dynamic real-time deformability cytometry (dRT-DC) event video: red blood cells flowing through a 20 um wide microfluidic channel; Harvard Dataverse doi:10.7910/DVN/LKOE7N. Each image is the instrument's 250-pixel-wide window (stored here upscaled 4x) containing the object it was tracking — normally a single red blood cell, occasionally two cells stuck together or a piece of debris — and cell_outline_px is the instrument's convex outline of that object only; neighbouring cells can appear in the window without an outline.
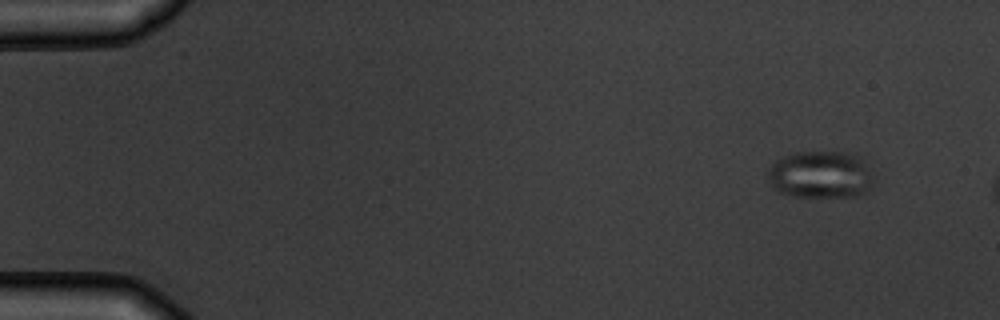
{"species": "common noctule bat (a hibernating species)", "species_latin": "Nyctalus noctula", "temperature_condition": "warm", "stored_images_in_passage": 3, "camera_frame_rate_fps": 3000, "um_per_image_px": 0.085, "animal": {"sex": "male", "body_mass_g": 19.5, "forearm_length_mm": 54.6}, "frame": {"image": 1, "passage_image": 1, "time_ms": 0.0, "image_size_px": [1000, 320], "cell_outline_px": [[872, 184], [868, 192], [860, 196], [792, 196], [780, 192], [768, 180], [768, 168], [776, 160], [784, 156], [796, 152], [848, 152], [860, 156], [864, 160], [872, 176]], "centroid_in_image_um": [69.77, 14.84], "position_along_channel_um": 15.2, "area_um2": 29.19}}